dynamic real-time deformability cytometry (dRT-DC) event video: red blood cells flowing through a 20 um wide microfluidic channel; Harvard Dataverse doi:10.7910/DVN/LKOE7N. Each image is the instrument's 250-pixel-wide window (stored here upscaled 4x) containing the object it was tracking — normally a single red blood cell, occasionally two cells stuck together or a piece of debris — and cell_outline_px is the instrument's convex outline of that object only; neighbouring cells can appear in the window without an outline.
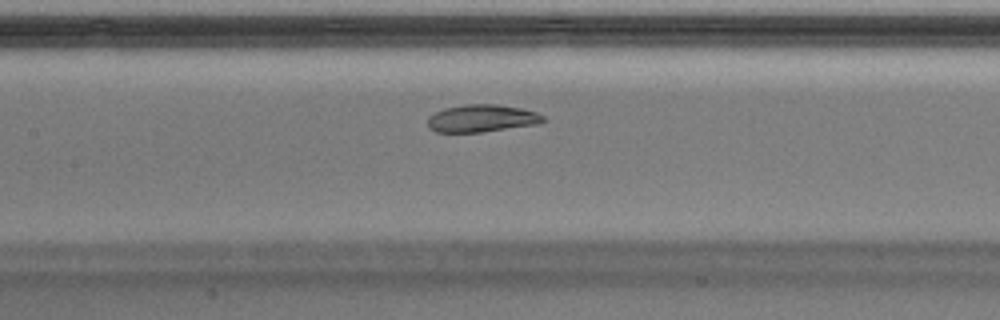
{"species": "Egyptian fruit bat (a non-hibernating species)", "species_latin": "Rousettus aegyptiacus", "temperature_condition": "warm", "stored_images_in_passage": 37, "camera_frame_rate_fps": 3000, "um_per_image_px": 0.085, "animal": {"sex": "male"}, "frame": {"image": 1, "passage_image": 11, "time_ms": 3.333, "image_size_px": [1000, 320], "cell_outline_px": [[544, 120], [536, 124], [480, 132], [436, 132], [428, 128], [428, 116], [444, 108], [464, 104], [496, 104], [520, 108], [536, 112], [544, 116]], "centroid_in_image_um": [40.9, 10.05], "position_along_channel_um": 166.5, "area_um2": 18.32}, "authors_computed_cell_mechanics": {"area_um2": 19.4786, "velocity_mm_per_s": 4.0227, "shape_relaxation_time_tau1_ms": 3.2083, "shape_relaxation_time_tau2_ms": 2.1998, "deformation_change_tau1": 0.1541, "deformation_change_tau2": 0.0298}}